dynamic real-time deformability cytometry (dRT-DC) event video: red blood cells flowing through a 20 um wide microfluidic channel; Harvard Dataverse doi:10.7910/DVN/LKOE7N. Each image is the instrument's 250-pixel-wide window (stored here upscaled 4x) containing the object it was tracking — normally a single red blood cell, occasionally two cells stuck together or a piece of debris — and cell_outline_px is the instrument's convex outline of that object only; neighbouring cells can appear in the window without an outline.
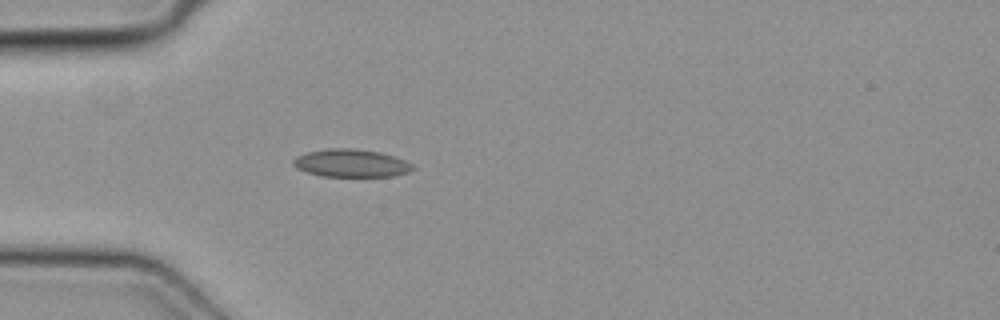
{"species": "common noctule bat (a hibernating species)", "species_latin": "Nyctalus noctula", "temperature_condition": "cold", "stored_images_in_passage": 41, "camera_frame_rate_fps": 3000, "um_per_image_px": 0.085, "animal": {"sex": "female", "body_mass_g": 19.3, "forearm_length_mm": 54.1}, "frame": {"image": 1, "passage_image": 6, "time_ms": 1.667, "image_size_px": [1000, 320], "cell_outline_px": [[416, 168], [408, 172], [392, 176], [320, 176], [296, 168], [292, 164], [292, 160], [296, 156], [308, 152], [328, 148], [352, 148], [380, 152], [404, 160], [412, 164]], "centroid_in_image_um": [29.82, 13.86], "position_along_channel_um": 55.2, "area_um2": 19.31}}
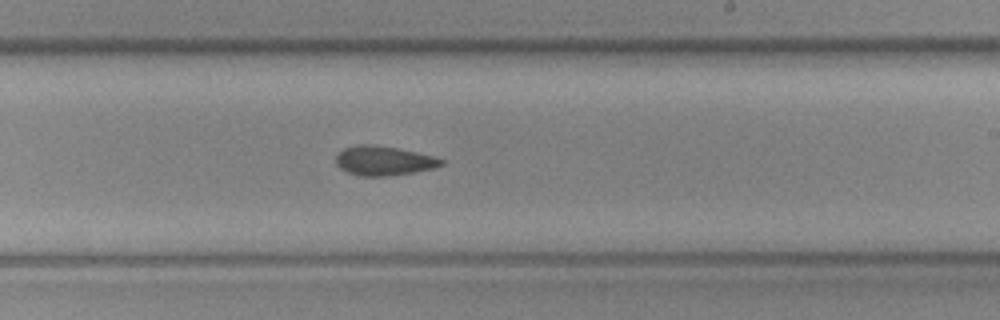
{"frame": {"image": 2, "passage_image": 21, "time_ms": 6.667, "image_size_px": [1000, 320], "cell_outline_px": [[444, 164], [432, 168], [412, 172], [388, 176], [360, 176], [348, 172], [340, 168], [336, 164], [336, 156], [344, 148], [360, 144], [372, 144], [396, 148], [416, 152], [432, 156], [444, 160]], "centroid_in_image_um": [32.59, 13.66], "position_along_channel_um": 256.4, "area_um2": 17.8}}
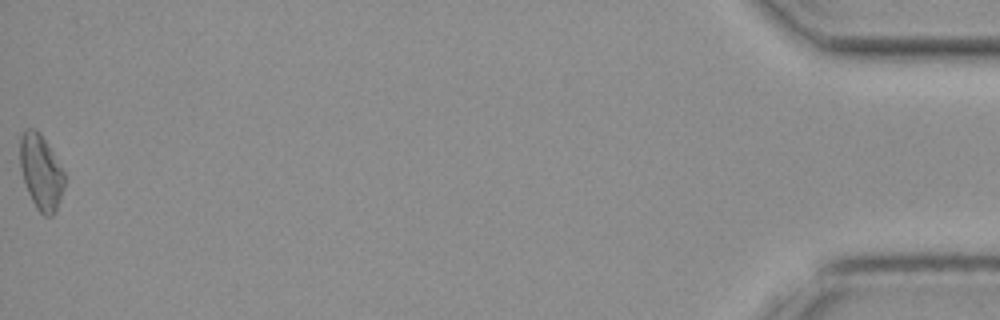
{"frame": {"image": 3, "passage_image": 41, "time_ms": 13.333, "image_size_px": [1000, 320], "cell_outline_px": [[64, 188], [60, 200], [52, 216], [44, 216], [36, 208], [28, 192], [20, 168], [20, 136], [28, 128], [36, 128], [40, 132], [64, 172]], "centroid_in_image_um": [3.47, 14.62], "position_along_channel_um": 431.7, "area_um2": 19.19}}